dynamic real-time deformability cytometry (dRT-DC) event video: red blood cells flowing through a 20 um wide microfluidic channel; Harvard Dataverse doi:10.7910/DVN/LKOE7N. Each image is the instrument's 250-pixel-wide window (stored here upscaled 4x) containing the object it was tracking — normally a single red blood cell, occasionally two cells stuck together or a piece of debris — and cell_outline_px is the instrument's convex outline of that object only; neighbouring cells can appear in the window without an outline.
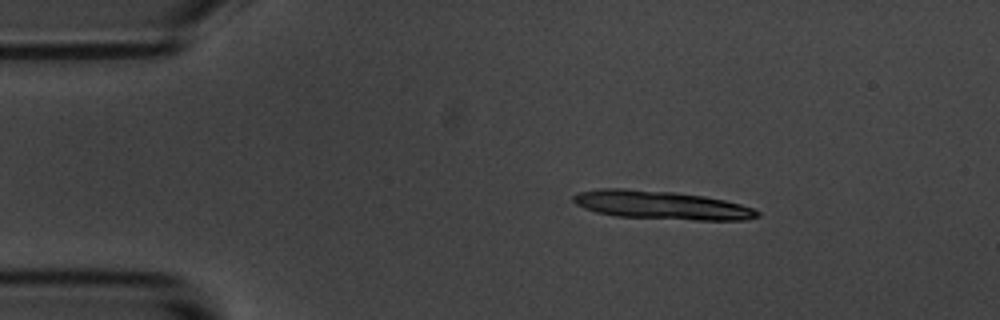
{"species": "common noctule bat (a hibernating species)", "species_latin": "Nyctalus noctula", "temperature_condition": "room temperature", "stored_images_in_passage": 4, "camera_frame_rate_fps": 3000, "um_per_image_px": 0.085, "animal": {"sex": "male", "body_mass_g": 20.1, "forearm_length_mm": 53.5}, "frame": {"image": 1, "passage_image": 2, "time_ms": 1.333, "image_size_px": [1000, 320], "cell_outline_px": [[760, 216], [744, 220], [696, 220], [616, 216], [596, 212], [584, 208], [576, 204], [572, 200], [572, 196], [576, 192], [600, 188], [624, 188], [676, 192], [704, 196], [724, 200], [740, 204], [752, 208], [760, 212]], "centroid_in_image_um": [56.18, 17.42], "position_along_channel_um": 28.8, "area_um2": 30.63}}